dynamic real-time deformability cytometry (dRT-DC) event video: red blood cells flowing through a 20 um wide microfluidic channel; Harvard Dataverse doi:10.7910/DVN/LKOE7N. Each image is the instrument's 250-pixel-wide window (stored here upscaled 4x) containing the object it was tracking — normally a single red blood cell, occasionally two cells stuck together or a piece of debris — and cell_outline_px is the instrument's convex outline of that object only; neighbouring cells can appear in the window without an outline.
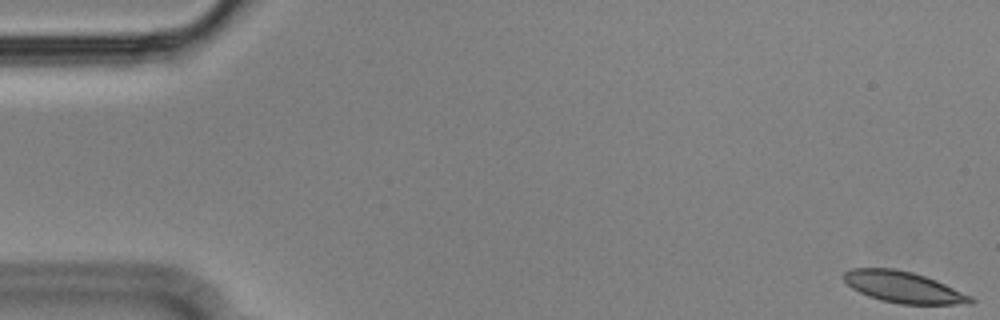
{"species": "Egyptian fruit bat (a non-hibernating species)", "species_latin": "Rousettus aegyptiacus", "temperature_condition": "cold", "stored_images_in_passage": 17, "camera_frame_rate_fps": 3000, "um_per_image_px": 0.085, "animal": {"sex": "male"}, "frame": {"image": 1, "passage_image": 1, "time_ms": 0.0, "image_size_px": [1000, 320], "cell_outline_px": [[976, 300], [972, 304], [900, 304], [880, 300], [868, 296], [852, 288], [840, 276], [844, 272], [852, 268], [896, 268], [912, 272], [936, 280], [972, 296]], "centroid_in_image_um": [76.79, 24.41], "position_along_channel_um": 8.2, "area_um2": 23.24}}